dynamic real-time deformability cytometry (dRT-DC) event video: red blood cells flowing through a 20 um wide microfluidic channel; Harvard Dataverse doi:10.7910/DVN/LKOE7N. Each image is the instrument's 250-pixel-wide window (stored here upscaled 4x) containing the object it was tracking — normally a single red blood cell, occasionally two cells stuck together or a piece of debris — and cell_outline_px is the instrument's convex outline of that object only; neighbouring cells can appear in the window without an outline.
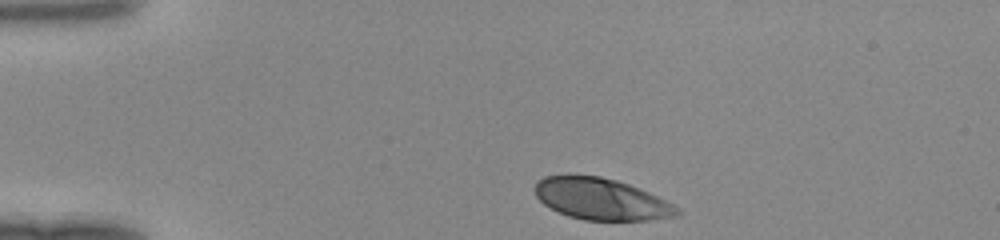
{"species": "human", "species_latin": "Homo sapiens", "temperature_condition": "room temperature", "stored_images_in_passage": 31, "camera_frame_rate_fps": 3000, "um_per_image_px": 0.085, "donor": {"sex": "female"}, "frame": {"image": 1, "passage_image": 1, "time_ms": 0.0, "image_size_px": [1000, 240], "cell_outline_px": [[680, 216], [648, 220], [584, 220], [568, 216], [544, 204], [536, 196], [536, 184], [544, 176], [600, 176], [616, 180], [628, 184], [648, 192], [672, 204], [680, 212]], "centroid_in_image_um": [51.12, 16.94], "position_along_channel_um": 33.9, "area_um2": 33.81}}
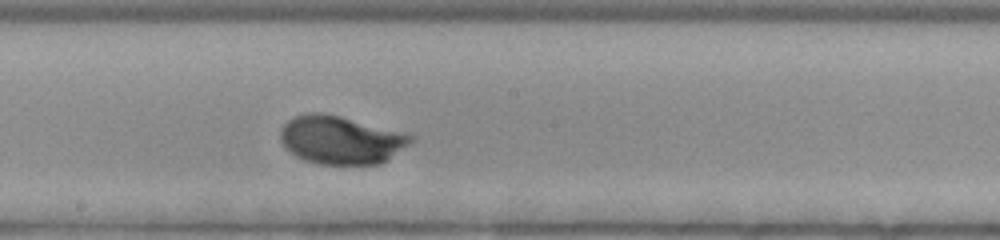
{"frame": {"image": 2, "passage_image": 18, "time_ms": 5.667, "image_size_px": [1000, 240], "cell_outline_px": [[416, 140], [412, 144], [388, 160], [380, 164], [320, 164], [304, 160], [296, 156], [284, 148], [280, 140], [280, 128], [288, 120], [296, 116], [312, 112], [320, 112], [340, 116], [416, 136]], "centroid_in_image_um": [28.99, 11.91], "position_along_channel_um": 219.2, "area_um2": 36.82}}
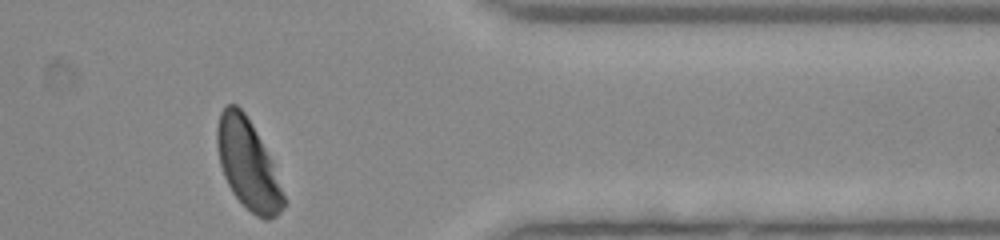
{"frame": {"image": 3, "passage_image": 31, "time_ms": 10.0, "image_size_px": [1000, 240], "cell_outline_px": [[284, 208], [276, 216], [268, 220], [264, 220], [256, 216], [232, 192], [224, 176], [220, 164], [216, 144], [216, 128], [220, 112], [228, 104], [236, 104], [244, 112], [252, 124], [272, 164], [284, 196]], "centroid_in_image_um": [21.03, 13.96], "position_along_channel_um": 390.4, "area_um2": 33.99}}